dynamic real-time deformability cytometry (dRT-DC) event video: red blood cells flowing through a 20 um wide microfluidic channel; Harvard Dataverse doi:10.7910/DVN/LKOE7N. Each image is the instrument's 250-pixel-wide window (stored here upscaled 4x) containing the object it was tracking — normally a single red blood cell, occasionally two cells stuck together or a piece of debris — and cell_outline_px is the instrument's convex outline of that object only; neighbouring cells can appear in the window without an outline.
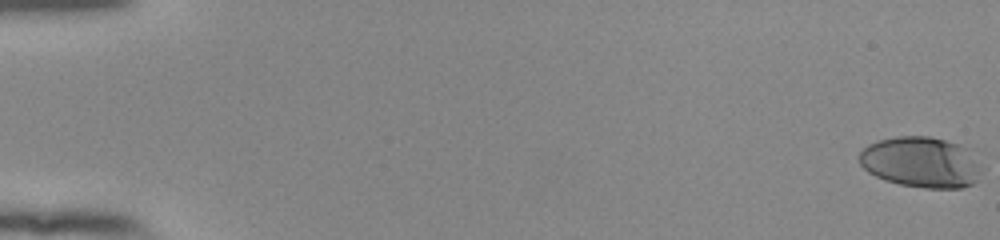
{"species": "human", "species_latin": "Homo sapiens", "temperature_condition": "room temperature", "stored_images_in_passage": 56, "camera_frame_rate_fps": 3000, "um_per_image_px": 0.085, "donor": {"sex": "female"}, "frame": {"image": 1, "passage_image": 1, "time_ms": 0.0, "image_size_px": [1000, 240], "cell_outline_px": [[980, 172], [976, 180], [972, 184], [960, 188], [924, 188], [900, 184], [884, 180], [868, 172], [860, 164], [860, 152], [868, 144], [876, 140], [896, 136], [928, 136], [960, 144], [972, 148], [980, 168]], "centroid_in_image_um": [78.3, 13.77], "position_along_channel_um": 6.7, "area_um2": 36.41}}
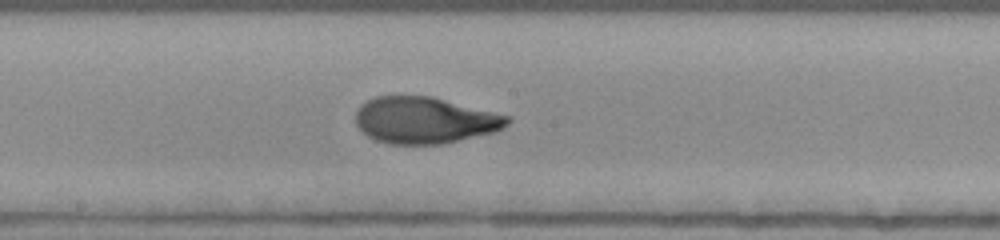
{"frame": {"image": 2, "passage_image": 32, "time_ms": 10.333, "image_size_px": [1000, 240], "cell_outline_px": [[512, 120], [504, 128], [496, 132], [444, 144], [388, 144], [376, 140], [368, 136], [356, 124], [356, 112], [360, 104], [376, 96], [432, 96], [512, 116]], "centroid_in_image_um": [36.16, 10.22], "position_along_channel_um": 212.0, "area_um2": 41.56}}
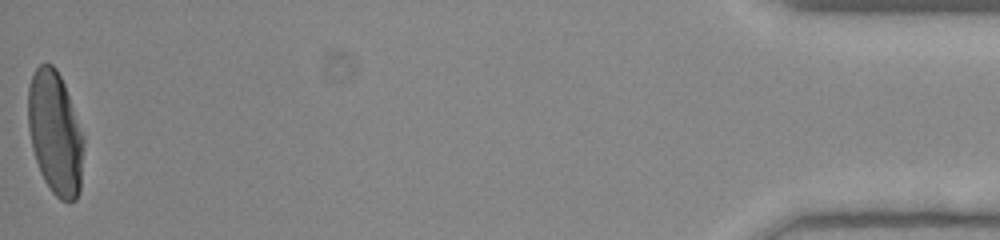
{"frame": {"image": 3, "passage_image": 56, "time_ms": 18.333, "image_size_px": [1000, 240], "cell_outline_px": [[84, 144], [80, 192], [76, 200], [68, 204], [60, 200], [52, 192], [44, 180], [40, 172], [32, 148], [28, 128], [28, 88], [32, 76], [36, 68], [40, 64], [52, 64], [56, 68], [64, 84], [84, 136]], "centroid_in_image_um": [4.7, 11.35], "position_along_channel_um": 430.5, "area_um2": 40.17}, "authors_computed_cell_mechanics": {"area_um2": 40.1999, "velocity_mm_per_s": 3.8444, "shape_relaxation_time_tau1_ms": 7.1128, "shape_relaxation_time_tau2_ms": 0.7113, "deformation_change_tau1": 0.3043, "deformation_change_tau2": 0.0569}}